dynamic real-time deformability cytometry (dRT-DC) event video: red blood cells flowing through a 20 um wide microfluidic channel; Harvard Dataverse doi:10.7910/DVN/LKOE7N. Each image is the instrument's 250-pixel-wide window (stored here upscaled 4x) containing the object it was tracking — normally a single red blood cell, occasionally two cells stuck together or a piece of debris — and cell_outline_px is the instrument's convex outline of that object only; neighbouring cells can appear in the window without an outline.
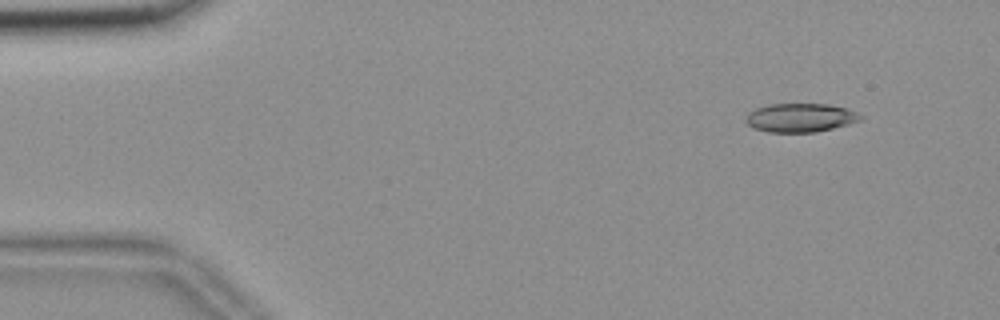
{"species": "common noctule bat (a hibernating species)", "species_latin": "Nyctalus noctula", "temperature_condition": "room temperature", "stored_images_in_passage": 56, "camera_frame_rate_fps": 3000, "um_per_image_px": 0.085, "animal": {"sex": "female", "body_mass_g": 18.4}, "frame": {"image": 1, "passage_image": 6, "time_ms": 1.667, "image_size_px": [1000, 320], "cell_outline_px": [[864, 116], [860, 120], [848, 124], [816, 132], [768, 132], [752, 128], [744, 120], [748, 112], [756, 108], [768, 104], [828, 104], [844, 108], [856, 112]], "centroid_in_image_um": [67.99, 10.0], "position_along_channel_um": 17.0, "area_um2": 19.19}}
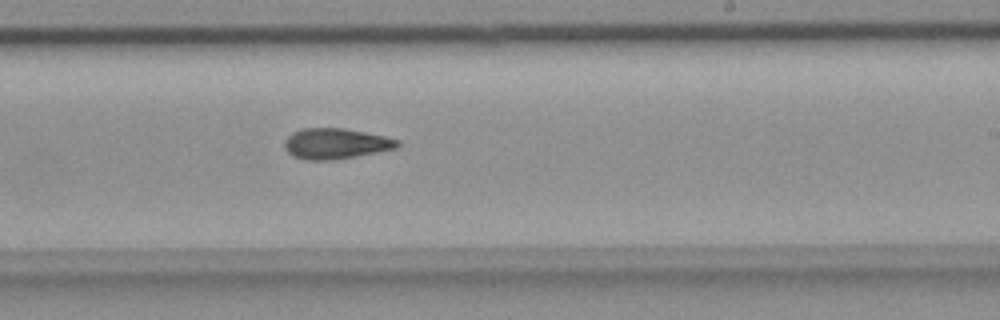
{"frame": {"image": 2, "passage_image": 34, "time_ms": 11.0, "image_size_px": [1000, 320], "cell_outline_px": [[400, 144], [396, 148], [356, 156], [332, 160], [304, 160], [292, 156], [284, 148], [284, 140], [292, 132], [300, 128], [344, 128], [384, 136], [400, 140]], "centroid_in_image_um": [28.49, 12.2], "position_along_channel_um": 260.5, "area_um2": 20.23}}
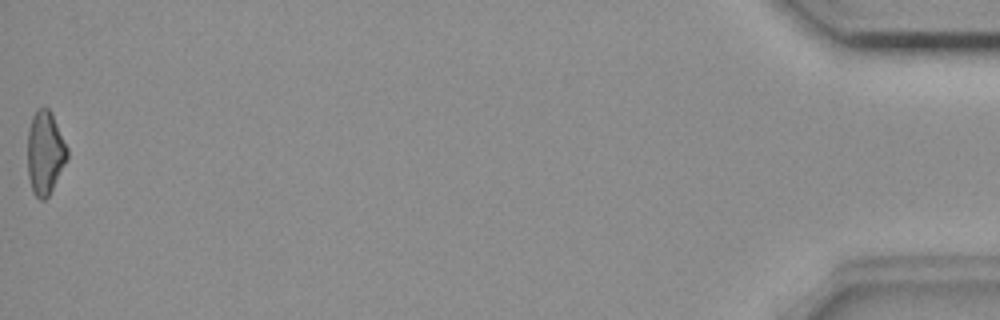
{"frame": {"image": 3, "passage_image": 56, "time_ms": 18.333, "image_size_px": [1000, 320], "cell_outline_px": [[68, 156], [48, 196], [44, 200], [40, 200], [32, 192], [28, 176], [28, 128], [32, 116], [36, 108], [48, 108], [52, 112], [68, 148]], "centroid_in_image_um": [3.82, 12.95], "position_along_channel_um": 431.4, "area_um2": 19.25}, "authors_computed_cell_mechanics": {"area_um2": 19.9121, "velocity_mm_per_s": 3.6841, "shape_relaxation_time_tau1_ms": null, "shape_relaxation_time_tau2_ms": 6.8949, "deformation_change_tau1": null, "deformation_change_tau2": 0.1708}}